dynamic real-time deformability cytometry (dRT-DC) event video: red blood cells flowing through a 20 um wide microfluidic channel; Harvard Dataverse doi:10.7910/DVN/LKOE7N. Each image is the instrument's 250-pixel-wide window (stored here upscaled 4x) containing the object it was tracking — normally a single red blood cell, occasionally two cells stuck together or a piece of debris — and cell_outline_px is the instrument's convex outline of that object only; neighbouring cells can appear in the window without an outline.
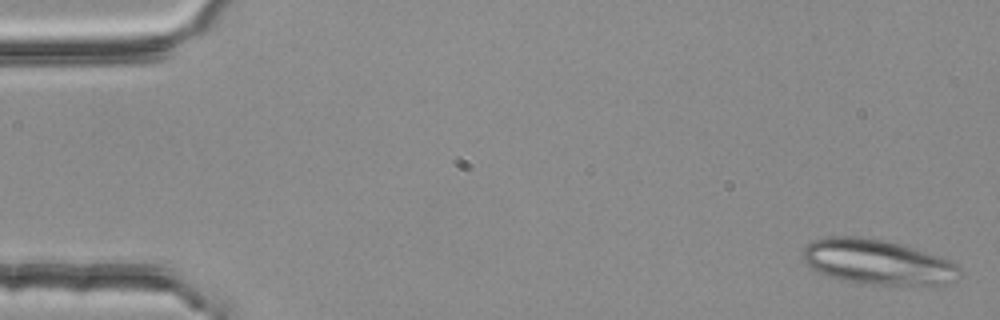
{"species": "common noctule bat (a hibernating species)", "species_latin": "Nyctalus noctula", "temperature_condition": "room temperature", "stored_images_in_passage": 4, "camera_frame_rate_fps": 3000, "um_per_image_px": 0.085, "animal": {"sex": "female", "body_mass_g": 25.1}, "frame": {"image": 1, "passage_image": 1, "time_ms": 0.0, "image_size_px": [1000, 320], "cell_outline_px": [[956, 268], [952, 280], [944, 284], [860, 284], [840, 280], [820, 272], [812, 268], [800, 256], [800, 252], [804, 244], [812, 240], [828, 236], [860, 236], [884, 240], [904, 244], [948, 260], [956, 264]], "centroid_in_image_um": [74.42, 22.23], "position_along_channel_um": 10.6, "area_um2": 40.81}}